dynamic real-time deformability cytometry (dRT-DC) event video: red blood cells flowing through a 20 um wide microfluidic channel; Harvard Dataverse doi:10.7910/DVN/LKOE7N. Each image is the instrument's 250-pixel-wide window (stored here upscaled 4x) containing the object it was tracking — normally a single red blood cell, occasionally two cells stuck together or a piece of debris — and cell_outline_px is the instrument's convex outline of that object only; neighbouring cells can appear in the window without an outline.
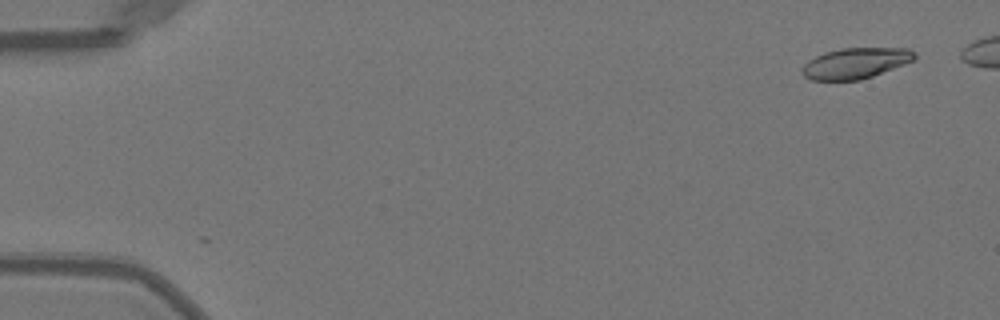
{"species": "Egyptian fruit bat (a non-hibernating species)", "species_latin": "Rousettus aegyptiacus", "temperature_condition": "warm", "stored_images_in_passage": 44, "camera_frame_rate_fps": 3000, "um_per_image_px": 0.085, "animal": {"sex": "female"}, "frame": {"image": 1, "passage_image": 1, "time_ms": 0.0, "image_size_px": [1000, 320], "cell_outline_px": [[916, 60], [872, 76], [860, 80], [812, 80], [804, 76], [800, 72], [800, 68], [808, 60], [824, 52], [840, 48], [908, 48], [916, 52]], "centroid_in_image_um": [72.71, 5.36], "position_along_channel_um": 12.3, "area_um2": 20.35}}
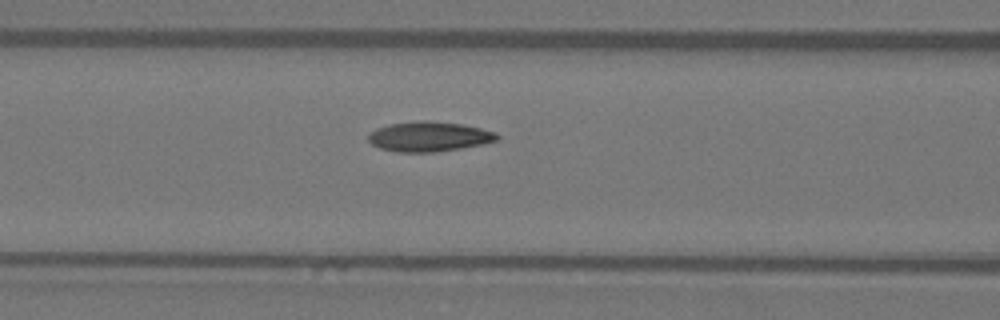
{"frame": {"image": 2, "passage_image": 20, "time_ms": 6.333, "image_size_px": [1000, 320], "cell_outline_px": [[500, 136], [496, 140], [480, 144], [460, 148], [432, 152], [396, 152], [380, 148], [372, 144], [368, 140], [368, 136], [376, 128], [388, 124], [424, 120], [428, 120], [460, 124], [480, 128], [496, 132]], "centroid_in_image_um": [36.44, 11.6], "position_along_channel_um": 130.2, "area_um2": 22.2}}
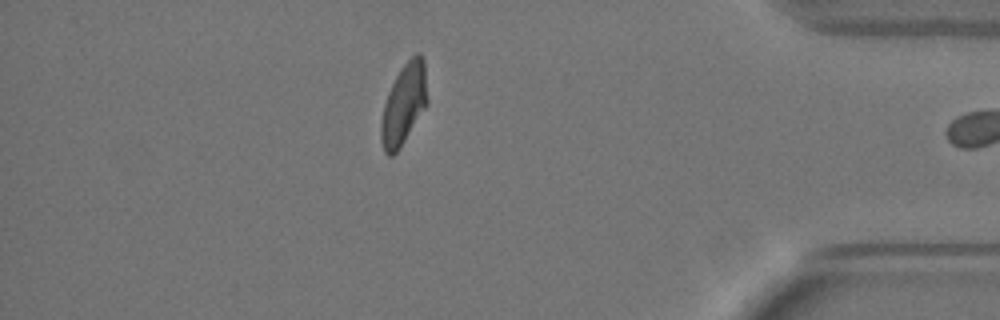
{"frame": {"image": 3, "passage_image": 43, "time_ms": 14.0, "image_size_px": [1000, 320], "cell_outline_px": [[428, 104], [400, 148], [392, 156], [388, 156], [384, 152], [380, 140], [380, 124], [384, 104], [388, 92], [400, 68], [416, 52], [420, 52], [424, 60], [428, 100]], "centroid_in_image_um": [34.32, 8.87], "position_along_channel_um": 400.9, "area_um2": 22.02}, "authors_computed_cell_mechanics": {"area_um2": 21.7328, "velocity_mm_per_s": 4.0065, "shape_relaxation_time_tau1_ms": 5.123, "shape_relaxation_time_tau2_ms": 1.2676, "deformation_change_tau1": 0.1959, "deformation_change_tau2": 0.0626}}